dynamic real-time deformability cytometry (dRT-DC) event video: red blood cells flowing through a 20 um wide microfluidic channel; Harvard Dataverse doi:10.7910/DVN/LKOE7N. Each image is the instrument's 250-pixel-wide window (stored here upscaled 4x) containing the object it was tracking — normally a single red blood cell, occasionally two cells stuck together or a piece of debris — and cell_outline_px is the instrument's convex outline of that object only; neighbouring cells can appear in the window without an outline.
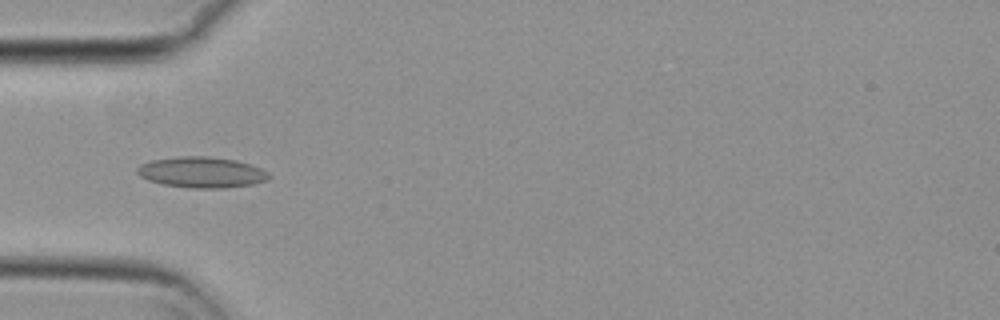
{"species": "common noctule bat (a hibernating species)", "species_latin": "Nyctalus noctula", "temperature_condition": "cold", "stored_images_in_passage": 34, "segment_of_instrument_passage": [1, 2], "camera_frame_rate_fps": 3000, "um_per_image_px": 0.085, "animal": {"sex": "female", "body_mass_g": 29.2, "forearm_length_mm": 56.3}, "frame": {"image": 1, "passage_image": 7, "time_ms": 2.0, "image_size_px": [1000, 320], "cell_outline_px": [[272, 176], [268, 180], [252, 184], [224, 188], [188, 188], [164, 184], [148, 180], [140, 176], [136, 172], [136, 168], [140, 164], [152, 160], [180, 156], [208, 156], [236, 160], [260, 168], [268, 172]], "centroid_in_image_um": [17.14, 14.64], "position_along_channel_um": 67.9, "area_um2": 23.7}}
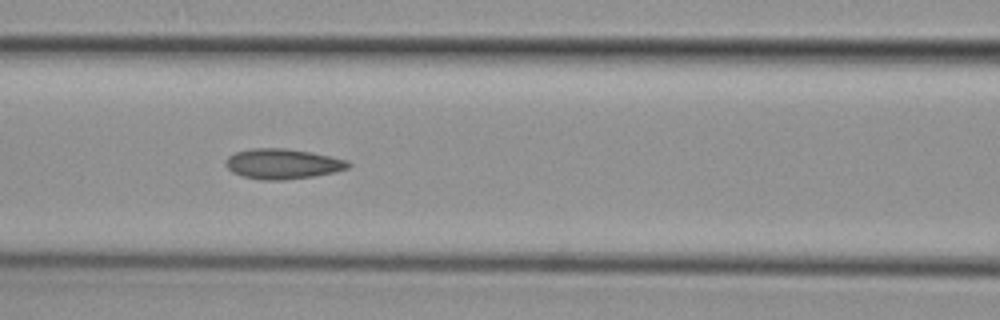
{"frame": {"image": 2, "passage_image": 13, "time_ms": 4.0, "image_size_px": [1000, 320], "cell_outline_px": [[352, 164], [348, 168], [332, 172], [312, 176], [284, 180], [260, 180], [244, 176], [232, 172], [224, 164], [224, 160], [228, 156], [236, 152], [252, 148], [284, 148], [308, 152], [348, 160]], "centroid_in_image_um": [23.98, 13.93], "position_along_channel_um": 142.6, "area_um2": 21.39}}
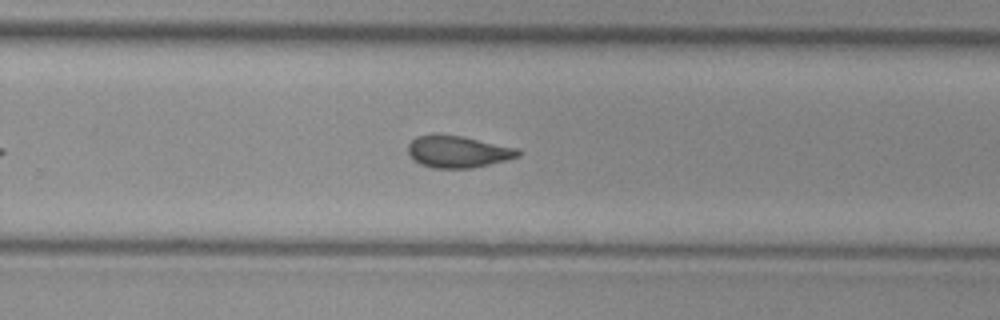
{"frame": {"image": 3, "passage_image": 25, "time_ms": 8.0, "image_size_px": [1000, 320], "cell_outline_px": [[520, 156], [508, 160], [472, 168], [432, 168], [420, 164], [412, 160], [408, 152], [408, 144], [416, 136], [432, 132], [440, 132], [464, 136], [520, 148]], "centroid_in_image_um": [38.91, 12.86], "position_along_channel_um": 290.9, "area_um2": 21.27}}